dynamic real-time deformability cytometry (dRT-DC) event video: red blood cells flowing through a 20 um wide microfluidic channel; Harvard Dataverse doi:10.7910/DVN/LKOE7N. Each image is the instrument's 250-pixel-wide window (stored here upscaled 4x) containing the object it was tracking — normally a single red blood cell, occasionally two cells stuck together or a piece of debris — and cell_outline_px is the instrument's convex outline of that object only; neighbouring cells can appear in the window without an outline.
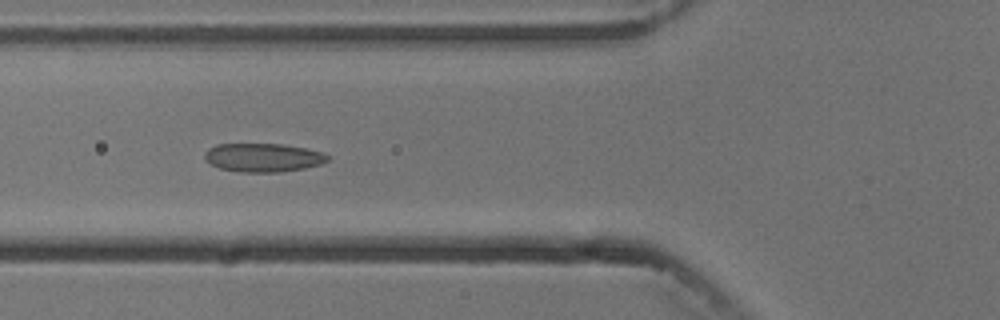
{"species": "common noctule bat (a hibernating species)", "species_latin": "Nyctalus noctula", "temperature_condition": "cold", "stored_images_in_passage": 10, "camera_frame_rate_fps": 3000, "um_per_image_px": 0.085, "animal": {"sex": "male", "body_mass_g": 13.3}, "frame": {"image": 1, "passage_image": 5, "time_ms": 4.667, "image_size_px": [1000, 320], "cell_outline_px": [[328, 160], [320, 164], [304, 168], [280, 172], [240, 172], [220, 168], [204, 160], [204, 152], [208, 148], [216, 144], [284, 144], [324, 152], [328, 156]], "centroid_in_image_um": [22.34, 13.39], "position_along_channel_um": 103.5, "area_um2": 20.52}}
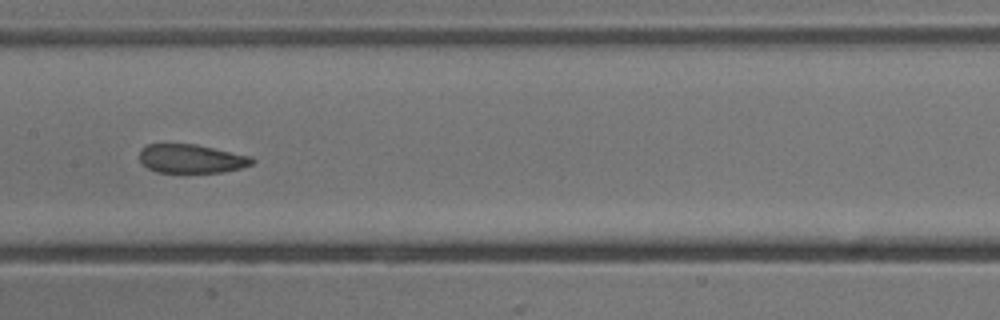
{"frame": {"image": 2, "passage_image": 7, "time_ms": 7.0, "image_size_px": [1000, 320], "cell_outline_px": [[256, 160], [252, 164], [240, 168], [224, 172], [156, 172], [148, 168], [140, 160], [140, 152], [148, 144], [196, 144], [252, 156]], "centroid_in_image_um": [16.31, 13.49], "position_along_channel_um": 191.1, "area_um2": 18.79}}
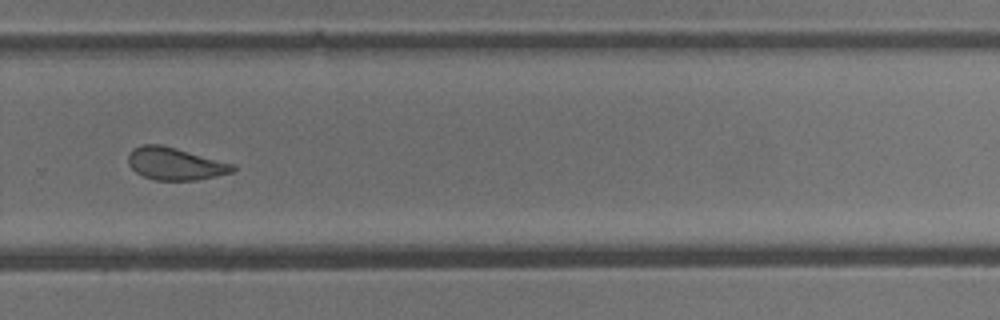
{"frame": {"image": 3, "passage_image": 10, "time_ms": 10.333, "image_size_px": [1000, 320], "cell_outline_px": [[236, 168], [232, 172], [216, 176], [196, 180], [156, 180], [144, 176], [136, 172], [128, 164], [128, 152], [132, 148], [140, 144], [160, 144], [176, 148], [236, 164]], "centroid_in_image_um": [14.87, 13.9], "position_along_channel_um": 314.9, "area_um2": 19.88}}